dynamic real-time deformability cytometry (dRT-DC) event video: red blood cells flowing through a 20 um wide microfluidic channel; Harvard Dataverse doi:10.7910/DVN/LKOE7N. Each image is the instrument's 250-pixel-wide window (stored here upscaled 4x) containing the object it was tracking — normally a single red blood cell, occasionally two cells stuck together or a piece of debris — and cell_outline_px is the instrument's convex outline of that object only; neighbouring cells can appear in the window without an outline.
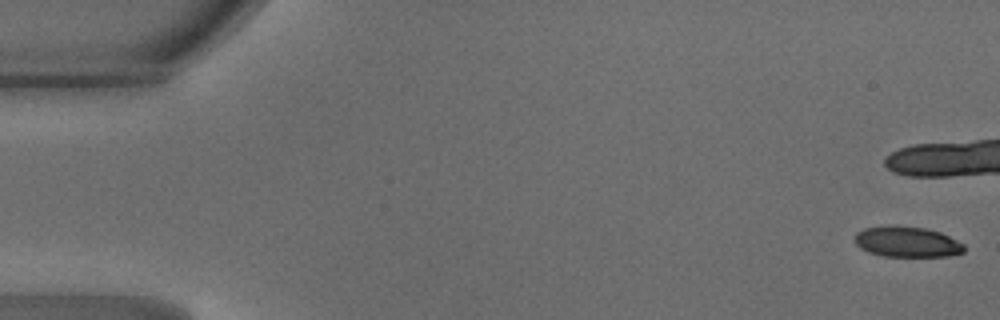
{"species": "common noctule bat (a hibernating species)", "species_latin": "Nyctalus noctula", "temperature_condition": "warm", "stored_images_in_passage": 13, "camera_frame_rate_fps": 3000, "um_per_image_px": 0.085, "animal": {"sex": "male", "body_mass_g": 18.8}, "frame": {"image": 1, "passage_image": 1, "time_ms": 0.0, "image_size_px": [1000, 320], "cell_outline_px": [[964, 252], [948, 256], [884, 256], [868, 252], [860, 248], [856, 244], [856, 232], [864, 228], [892, 224], [896, 224], [928, 228], [940, 232], [964, 244]], "centroid_in_image_um": [77.08, 20.53], "position_along_channel_um": 7.9, "area_um2": 19.71}}